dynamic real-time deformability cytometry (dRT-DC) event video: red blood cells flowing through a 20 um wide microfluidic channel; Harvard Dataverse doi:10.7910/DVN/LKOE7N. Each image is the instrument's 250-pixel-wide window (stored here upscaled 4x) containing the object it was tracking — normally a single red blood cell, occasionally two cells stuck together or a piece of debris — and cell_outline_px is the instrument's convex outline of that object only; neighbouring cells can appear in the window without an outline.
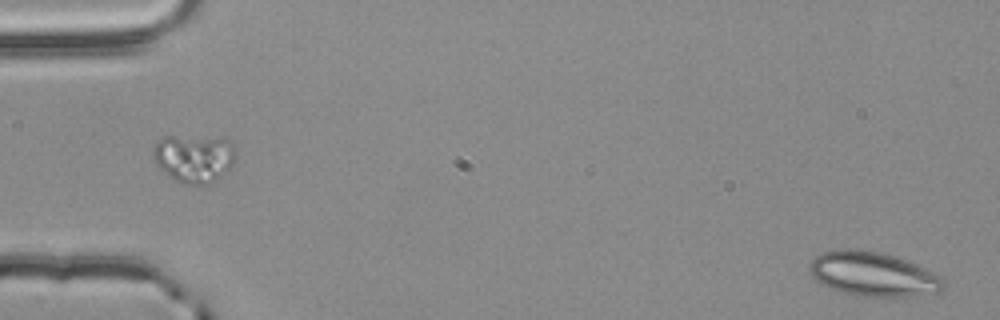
{"species": "common noctule bat (a hibernating species)", "species_latin": "Nyctalus noctula", "temperature_condition": "room temperature", "stored_images_in_passage": 55, "camera_frame_rate_fps": 3000, "um_per_image_px": 0.085, "animal": {"sex": "male", "body_mass_g": 20.4}, "frame": {"image": 1, "passage_image": 1, "time_ms": 0.0, "image_size_px": [1000, 320], "cell_outline_px": [[948, 280], [936, 292], [908, 296], [856, 296], [840, 292], [820, 284], [812, 276], [808, 268], [812, 260], [820, 252], [836, 248], [856, 248], [884, 252], [924, 268]], "centroid_in_image_um": [74.13, 23.27], "position_along_channel_um": 10.9, "area_um2": 34.74}}
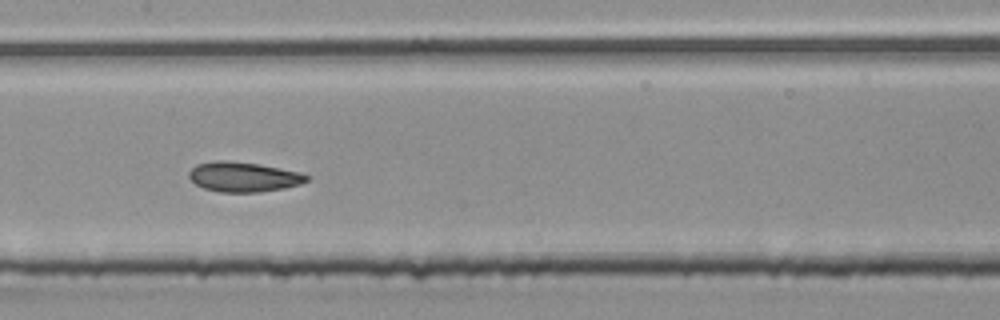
{"frame": {"image": 2, "passage_image": 27, "time_ms": 8.667, "image_size_px": [1000, 320], "cell_outline_px": [[308, 180], [300, 184], [284, 188], [260, 192], [220, 192], [204, 188], [196, 184], [188, 176], [188, 172], [196, 164], [216, 160], [228, 160], [260, 164], [296, 172], [308, 176]], "centroid_in_image_um": [20.64, 15.03], "position_along_channel_um": 186.8, "area_um2": 20.35}}
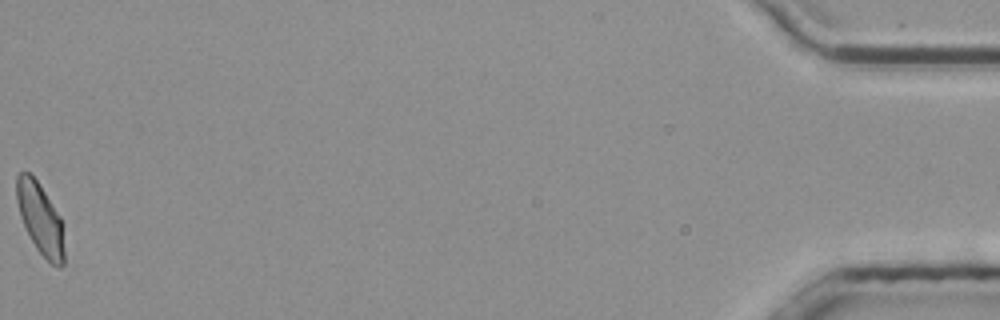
{"frame": {"image": 3, "passage_image": 55, "time_ms": 18.0, "image_size_px": [1000, 320], "cell_outline_px": [[64, 264], [60, 268], [52, 264], [36, 248], [20, 216], [16, 200], [16, 176], [20, 172], [28, 172], [36, 180], [60, 216], [64, 248]], "centroid_in_image_um": [3.41, 18.59], "position_along_channel_um": 431.8, "area_um2": 19.31}, "authors_computed_cell_mechanics": {"area_um2": 20.519, "velocity_mm_per_s": 3.7662, "shape_relaxation_time_tau1_ms": null, "shape_relaxation_time_tau2_ms": 2.538, "deformation_change_tau1": null, "deformation_change_tau2": 0.0808}}